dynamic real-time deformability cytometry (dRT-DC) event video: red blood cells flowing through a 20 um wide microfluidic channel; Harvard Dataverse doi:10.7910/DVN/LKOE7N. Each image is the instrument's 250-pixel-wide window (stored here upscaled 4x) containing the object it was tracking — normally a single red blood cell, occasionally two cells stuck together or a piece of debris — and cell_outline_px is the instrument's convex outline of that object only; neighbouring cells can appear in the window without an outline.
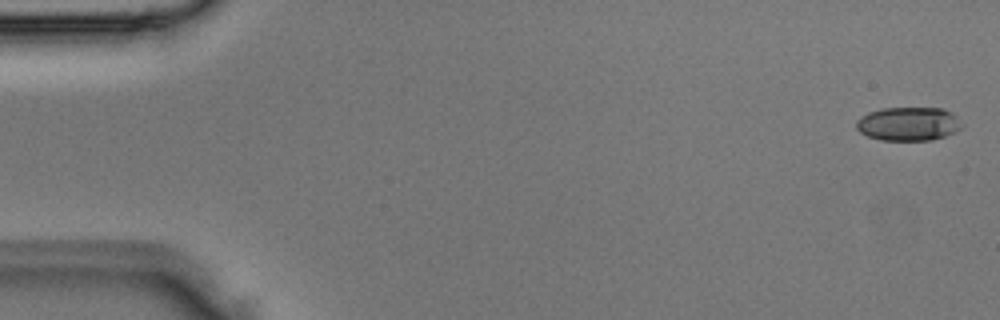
{"species": "Egyptian fruit bat (a non-hibernating species)", "species_latin": "Rousettus aegyptiacus", "temperature_condition": "room temperature", "stored_images_in_passage": 4, "segment_of_instrument_passage": [2, 2], "camera_frame_rate_fps": 3000, "um_per_image_px": 0.085, "animal": {"sex": "male"}, "frame": {"image": 1, "passage_image": 4, "time_ms": 1.0, "image_size_px": [1000, 320], "cell_outline_px": [[964, 124], [956, 132], [932, 140], [880, 140], [868, 136], [860, 132], [856, 128], [856, 120], [860, 116], [868, 112], [880, 108], [944, 108], [952, 112]], "centroid_in_image_um": [77.22, 10.52], "position_along_channel_um": 7.8, "area_um2": 20.98}}